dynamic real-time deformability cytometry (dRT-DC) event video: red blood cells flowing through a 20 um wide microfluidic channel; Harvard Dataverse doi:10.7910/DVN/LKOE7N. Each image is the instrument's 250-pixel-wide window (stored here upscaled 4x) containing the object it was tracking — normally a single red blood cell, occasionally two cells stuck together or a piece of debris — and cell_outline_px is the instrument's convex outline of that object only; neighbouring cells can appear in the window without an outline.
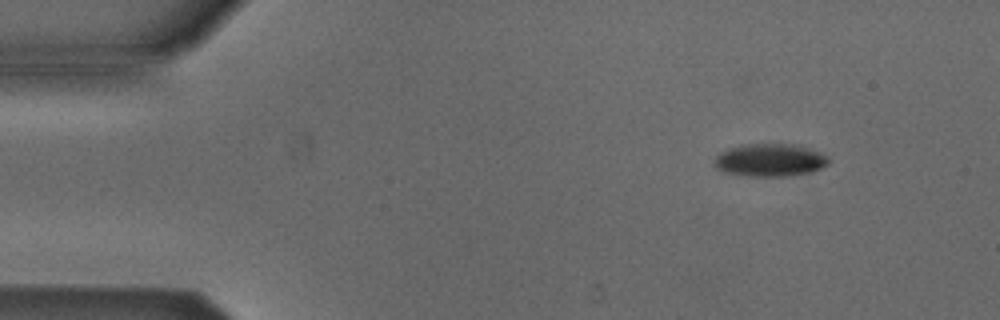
{"species": "Egyptian fruit bat (a non-hibernating species)", "species_latin": "Rousettus aegyptiacus", "temperature_condition": "cold", "stored_images_in_passage": 5, "camera_frame_rate_fps": 3000, "um_per_image_px": 0.085, "animal": {"sex": "male"}, "frame": {"image": 1, "passage_image": 2, "time_ms": 1.0, "image_size_px": [1000, 320], "cell_outline_px": [[828, 164], [812, 172], [784, 176], [748, 176], [724, 172], [716, 168], [712, 160], [720, 152], [728, 148], [744, 144], [792, 144], [808, 148], [820, 152], [828, 156]], "centroid_in_image_um": [65.41, 13.61], "position_along_channel_um": 19.6, "area_um2": 21.85}}
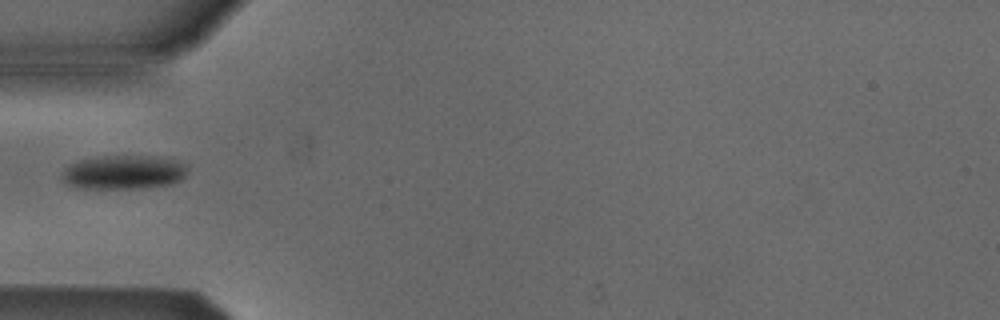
{"frame": {"image": 2, "passage_image": 5, "time_ms": 4.667, "image_size_px": [1000, 320], "cell_outline_px": [[188, 168], [184, 176], [180, 180], [172, 184], [140, 188], [76, 188], [68, 184], [60, 176], [64, 168], [80, 160], [104, 156], [152, 156], [172, 160], [184, 164]], "centroid_in_image_um": [10.49, 14.65], "position_along_channel_um": 74.5, "area_um2": 24.62}}